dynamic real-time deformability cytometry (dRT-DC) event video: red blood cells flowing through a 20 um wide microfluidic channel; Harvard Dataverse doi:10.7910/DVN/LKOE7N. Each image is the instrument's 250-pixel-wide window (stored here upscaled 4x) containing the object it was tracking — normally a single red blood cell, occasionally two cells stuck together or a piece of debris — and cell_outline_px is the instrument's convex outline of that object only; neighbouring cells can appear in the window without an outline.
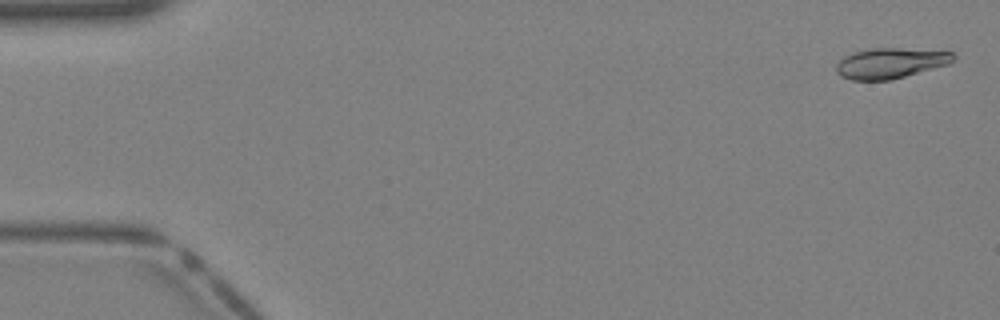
{"species": "Egyptian fruit bat (a non-hibernating species)", "species_latin": "Rousettus aegyptiacus", "temperature_condition": "warm", "stored_images_in_passage": 11, "camera_frame_rate_fps": 3000, "um_per_image_px": 0.085, "animal": {"sex": "female"}, "frame": {"image": 1, "passage_image": 1, "time_ms": 0.0, "image_size_px": [1000, 320], "cell_outline_px": [[956, 56], [948, 64], [904, 76], [888, 80], [852, 80], [840, 76], [836, 72], [836, 64], [844, 56], [868, 48], [896, 48], [952, 52]], "centroid_in_image_um": [75.63, 5.37], "position_along_channel_um": 9.4, "area_um2": 20.46}}
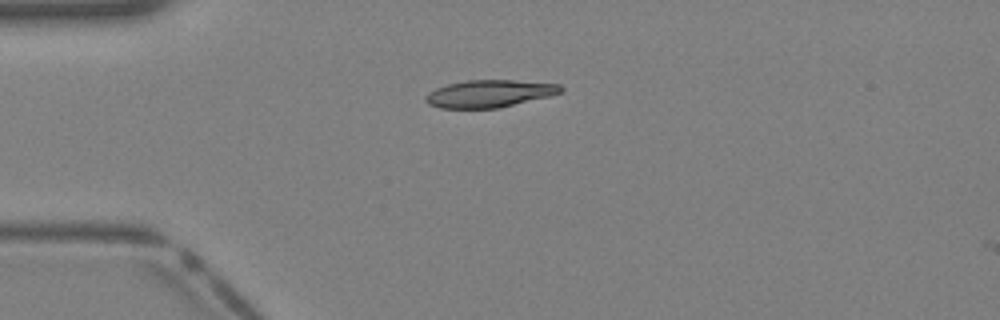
{"frame": {"image": 2, "passage_image": 10, "time_ms": 3.0, "image_size_px": [1000, 320], "cell_outline_px": [[564, 92], [548, 96], [496, 108], [440, 108], [428, 104], [424, 100], [424, 96], [428, 92], [436, 88], [448, 84], [468, 80], [516, 80], [560, 84], [564, 88]], "centroid_in_image_um": [41.58, 7.95], "position_along_channel_um": 43.4, "area_um2": 21.5}}